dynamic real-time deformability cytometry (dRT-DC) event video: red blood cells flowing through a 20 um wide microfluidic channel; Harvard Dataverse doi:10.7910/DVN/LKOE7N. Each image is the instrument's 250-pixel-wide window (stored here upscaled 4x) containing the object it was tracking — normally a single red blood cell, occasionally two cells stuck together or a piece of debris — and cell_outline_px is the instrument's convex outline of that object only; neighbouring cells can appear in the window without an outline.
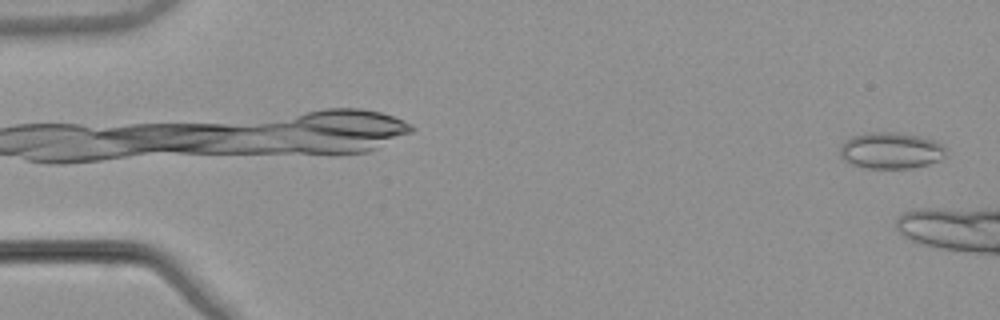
{"species": "common noctule bat (a hibernating species)", "species_latin": "Nyctalus noctula", "temperature_condition": "warm", "stored_images_in_passage": 7, "camera_frame_rate_fps": 3000, "um_per_image_px": 0.085, "animal": {"sex": "male", "body_mass_g": 21.5, "forearm_length_mm": 52.0}, "frame": {"image": 1, "passage_image": 1, "time_ms": 0.0, "image_size_px": [1000, 320], "cell_outline_px": [[948, 156], [940, 160], [928, 164], [912, 168], [864, 168], [852, 164], [844, 160], [840, 156], [840, 144], [852, 136], [868, 132], [900, 132], [920, 136], [936, 140], [948, 148]], "centroid_in_image_um": [75.78, 12.79], "position_along_channel_um": 9.2, "area_um2": 23.0}}